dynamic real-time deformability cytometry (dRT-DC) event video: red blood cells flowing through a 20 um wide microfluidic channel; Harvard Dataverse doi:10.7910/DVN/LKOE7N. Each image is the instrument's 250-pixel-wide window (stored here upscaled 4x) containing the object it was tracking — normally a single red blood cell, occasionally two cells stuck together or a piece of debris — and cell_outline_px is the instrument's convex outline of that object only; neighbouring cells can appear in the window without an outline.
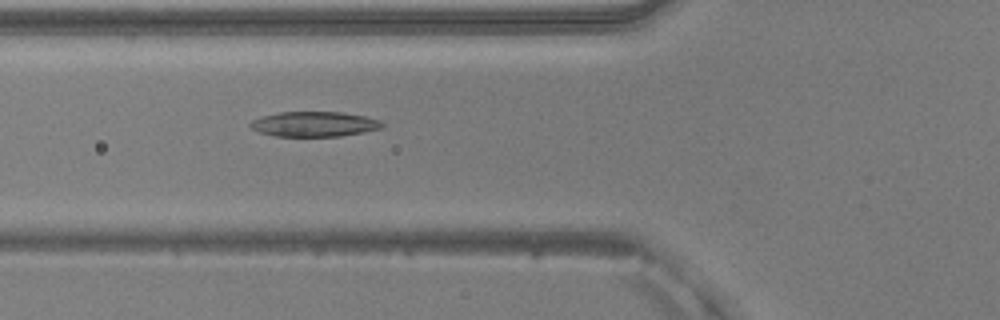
{"species": "common noctule bat (a hibernating species)", "species_latin": "Nyctalus noctula", "temperature_condition": "warm", "stored_images_in_passage": 36, "camera_frame_rate_fps": 3000, "um_per_image_px": 0.085, "animal": {"sex": "male", "body_mass_g": 20.5, "forearm_length_mm": 52.5}, "frame": {"image": 1, "passage_image": 4, "time_ms": 1.0, "image_size_px": [1000, 320], "cell_outline_px": [[384, 128], [364, 132], [340, 136], [276, 136], [260, 132], [252, 128], [248, 124], [252, 120], [260, 116], [280, 112], [340, 112], [364, 116], [380, 120], [384, 124]], "centroid_in_image_um": [26.72, 10.54], "position_along_channel_um": 99.1, "area_um2": 19.25}}
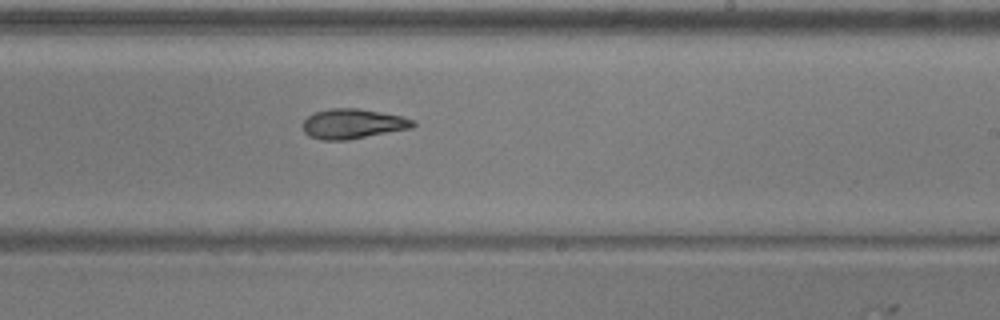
{"frame": {"image": 2, "passage_image": 16, "time_ms": 5.0, "image_size_px": [1000, 320], "cell_outline_px": [[416, 124], [412, 128], [348, 140], [320, 140], [308, 136], [304, 132], [304, 120], [312, 112], [332, 108], [356, 108], [380, 112], [400, 116], [416, 120]], "centroid_in_image_um": [29.98, 10.53], "position_along_channel_um": 259.0, "area_um2": 19.25}}
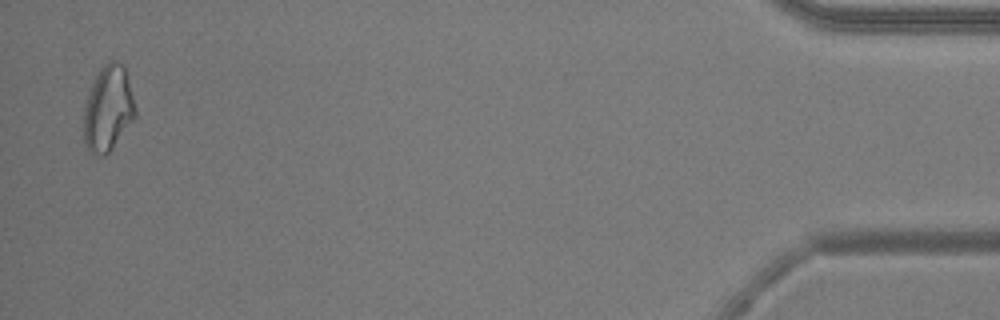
{"frame": {"image": 3, "passage_image": 35, "time_ms": 11.333, "image_size_px": [1000, 320], "cell_outline_px": [[140, 116], [112, 148], [104, 156], [92, 156], [88, 152], [84, 144], [84, 108], [92, 84], [96, 76], [104, 64], [112, 60], [116, 60], [124, 64]], "centroid_in_image_um": [9.25, 9.28], "position_along_channel_um": 425.9, "area_um2": 26.53}, "authors_computed_cell_mechanics": {"area_um2": 19.652, "velocity_mm_per_s": 3.9847, "shape_relaxation_time_tau1_ms": 5.3536, "shape_relaxation_time_tau2_ms": 4.2496, "deformation_change_tau1": 0.1812, "deformation_change_tau2": 0.1404}}